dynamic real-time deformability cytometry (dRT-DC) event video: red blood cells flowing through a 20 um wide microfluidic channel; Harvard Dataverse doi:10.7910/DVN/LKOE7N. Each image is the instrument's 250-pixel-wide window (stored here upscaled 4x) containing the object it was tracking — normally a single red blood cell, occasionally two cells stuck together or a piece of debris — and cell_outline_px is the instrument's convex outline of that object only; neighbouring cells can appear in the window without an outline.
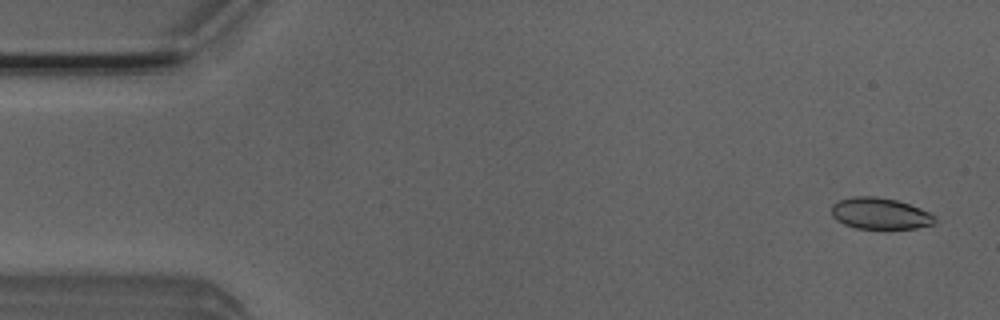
{"species": "Egyptian fruit bat (a non-hibernating species)", "species_latin": "Rousettus aegyptiacus", "temperature_condition": "room temperature", "stored_images_in_passage": 7, "camera_frame_rate_fps": 3000, "um_per_image_px": 0.085, "animal": {"sex": "male"}, "frame": {"image": 1, "passage_image": 1, "time_ms": 0.0, "image_size_px": [1000, 320], "cell_outline_px": [[936, 220], [932, 224], [916, 228], [856, 228], [844, 224], [836, 220], [832, 216], [832, 204], [836, 200], [852, 196], [876, 196], [896, 200], [920, 208], [936, 216]], "centroid_in_image_um": [74.76, 18.13], "position_along_channel_um": 10.2, "area_um2": 18.9}}
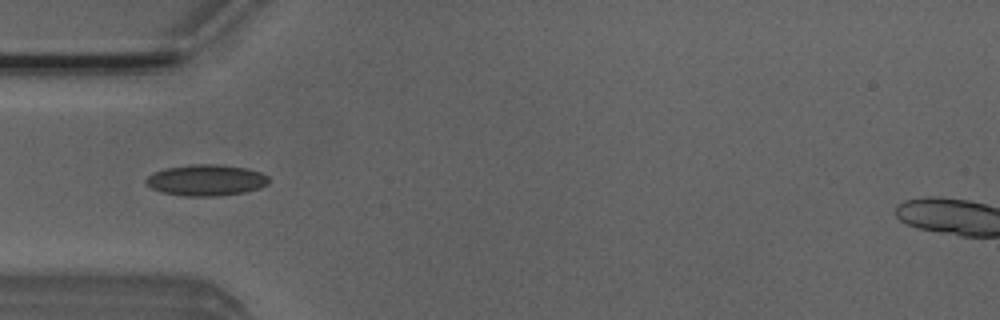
{"frame": {"image": 2, "passage_image": 5, "time_ms": 1.333, "image_size_px": [1000, 320], "cell_outline_px": [[268, 184], [260, 188], [244, 192], [216, 196], [184, 196], [160, 192], [144, 184], [144, 180], [148, 176], [156, 172], [168, 168], [192, 164], [216, 164], [248, 168], [260, 172], [268, 176]], "centroid_in_image_um": [17.52, 15.32], "position_along_channel_um": 67.5, "area_um2": 22.31}}